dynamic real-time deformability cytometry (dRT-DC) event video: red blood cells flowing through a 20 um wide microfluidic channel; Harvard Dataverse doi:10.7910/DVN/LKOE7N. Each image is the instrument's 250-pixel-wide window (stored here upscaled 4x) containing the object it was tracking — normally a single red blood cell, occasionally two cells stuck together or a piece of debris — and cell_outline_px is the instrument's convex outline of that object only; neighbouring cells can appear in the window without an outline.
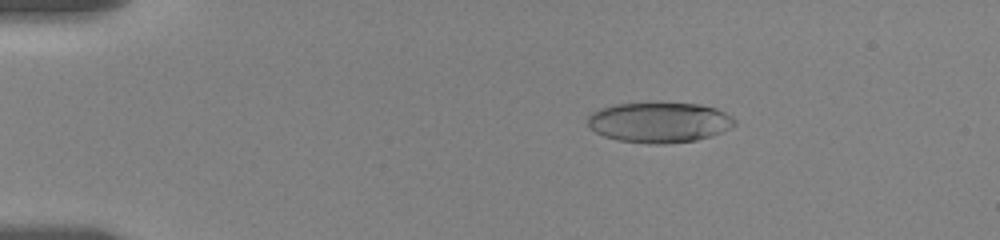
{"species": "human", "species_latin": "Homo sapiens", "temperature_condition": "room temperature", "stored_images_in_passage": 58, "camera_frame_rate_fps": 3000, "um_per_image_px": 0.085, "donor": {"sex": "female"}, "frame": {"image": 1, "passage_image": 11, "time_ms": 3.333, "image_size_px": [1000, 240], "cell_outline_px": [[736, 124], [720, 132], [696, 140], [664, 144], [648, 144], [616, 140], [604, 136], [596, 132], [588, 124], [588, 116], [592, 112], [600, 108], [612, 104], [700, 104], [716, 108], [732, 116], [736, 120]], "centroid_in_image_um": [56.02, 10.41], "position_along_channel_um": 29.0, "area_um2": 34.22}}
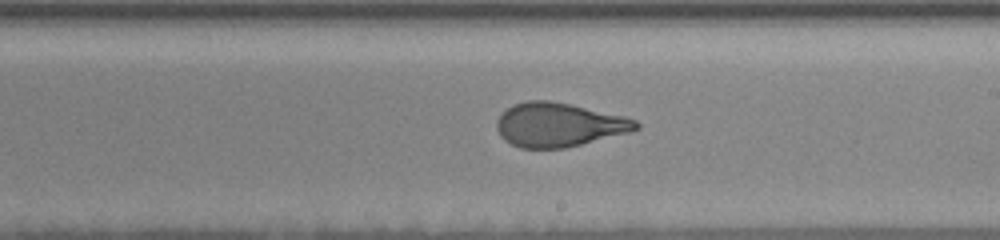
{"frame": {"image": 2, "passage_image": 35, "time_ms": 11.333, "image_size_px": [1000, 240], "cell_outline_px": [[640, 128], [632, 132], [564, 148], [520, 148], [504, 140], [500, 136], [496, 128], [496, 120], [512, 104], [528, 100], [548, 100], [568, 104], [624, 116], [636, 120], [640, 124]], "centroid_in_image_um": [47.5, 10.61], "position_along_channel_um": 241.5, "area_um2": 35.6}}
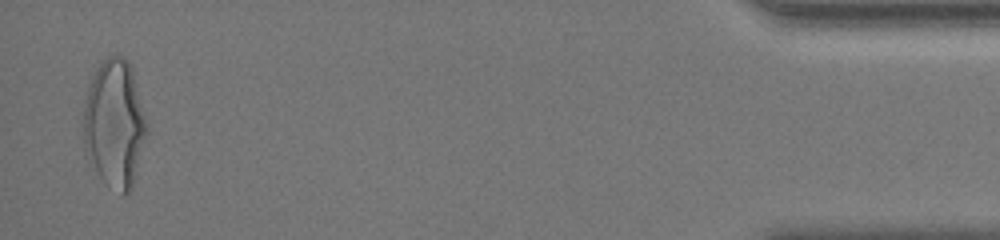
{"frame": {"image": 3, "passage_image": 57, "time_ms": 18.667, "image_size_px": [1000, 240], "cell_outline_px": [[148, 132], [132, 188], [124, 196], [120, 196], [108, 188], [104, 184], [84, 156], [84, 104], [88, 84], [92, 76], [100, 64], [108, 56], [120, 56], [128, 60], [132, 72], [148, 124]], "centroid_in_image_um": [9.72, 10.61], "position_along_channel_um": 425.5, "area_um2": 47.86}, "authors_computed_cell_mechanics": {"area_um2": 36.2695, "velocity_mm_per_s": 3.527, "shape_relaxation_time_tau1_ms": 4.7239, "shape_relaxation_time_tau2_ms": 0.8695, "deformation_change_tau1": 0.1927, "deformation_change_tau2": 0.0828}}